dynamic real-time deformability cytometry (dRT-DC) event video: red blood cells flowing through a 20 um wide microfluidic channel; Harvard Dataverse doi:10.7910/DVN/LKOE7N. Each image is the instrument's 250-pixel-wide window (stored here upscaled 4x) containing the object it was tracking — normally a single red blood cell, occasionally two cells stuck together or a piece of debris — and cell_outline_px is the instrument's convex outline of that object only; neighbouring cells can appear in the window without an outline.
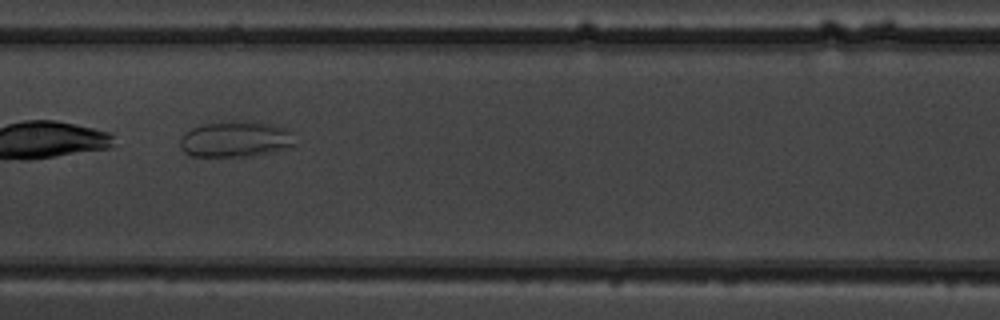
{"species": "common noctule bat (a hibernating species)", "species_latin": "Nyctalus noctula", "temperature_condition": "warm", "stored_images_in_passage": 11, "camera_frame_rate_fps": 3000, "um_per_image_px": 0.085, "animal": {"sex": "male", "body_mass_g": 19.5, "forearm_length_mm": 54.6}, "frame": {"image": 1, "passage_image": 5, "time_ms": 4.667, "image_size_px": [1000, 320], "cell_outline_px": [[296, 144], [292, 148], [248, 156], [192, 156], [184, 152], [180, 148], [180, 140], [184, 132], [192, 128], [204, 124], [236, 120], [256, 120], [272, 124], [284, 128], [292, 132]], "centroid_in_image_um": [20.06, 11.81], "position_along_channel_um": 187.3, "area_um2": 24.45}}
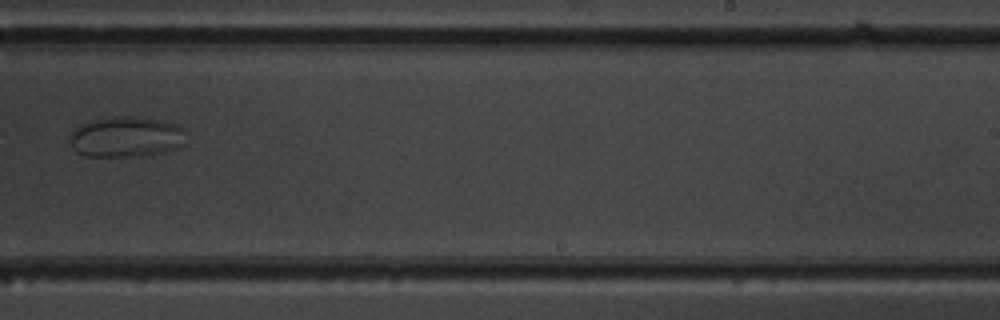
{"frame": {"image": 2, "passage_image": 7, "time_ms": 7.0, "image_size_px": [1000, 320], "cell_outline_px": [[184, 128], [180, 144], [176, 148], [164, 152], [124, 156], [84, 156], [76, 152], [72, 148], [72, 132], [80, 124], [112, 116], [128, 116], [160, 120], [176, 124]], "centroid_in_image_um": [10.68, 11.62], "position_along_channel_um": 278.3, "area_um2": 26.76}}
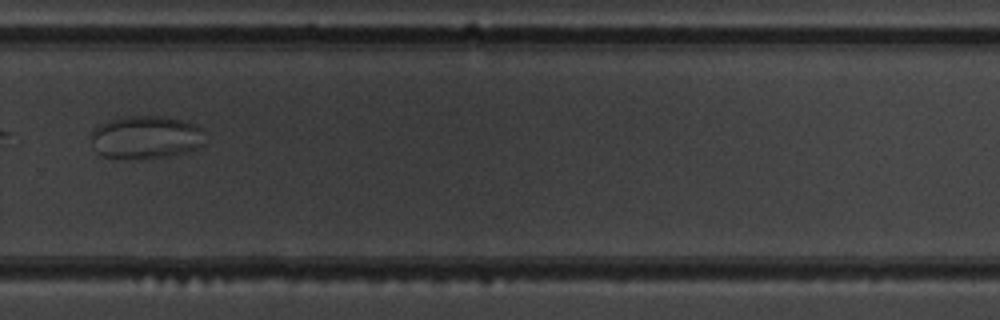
{"frame": {"image": 3, "passage_image": 8, "time_ms": 8.0, "image_size_px": [1000, 320], "cell_outline_px": [[204, 144], [196, 148], [184, 152], [168, 156], [140, 160], [104, 156], [96, 152], [92, 140], [92, 132], [100, 124], [120, 116], [168, 116], [184, 120], [196, 124], [204, 128]], "centroid_in_image_um": [12.44, 11.66], "position_along_channel_um": 317.4, "area_um2": 28.96}}